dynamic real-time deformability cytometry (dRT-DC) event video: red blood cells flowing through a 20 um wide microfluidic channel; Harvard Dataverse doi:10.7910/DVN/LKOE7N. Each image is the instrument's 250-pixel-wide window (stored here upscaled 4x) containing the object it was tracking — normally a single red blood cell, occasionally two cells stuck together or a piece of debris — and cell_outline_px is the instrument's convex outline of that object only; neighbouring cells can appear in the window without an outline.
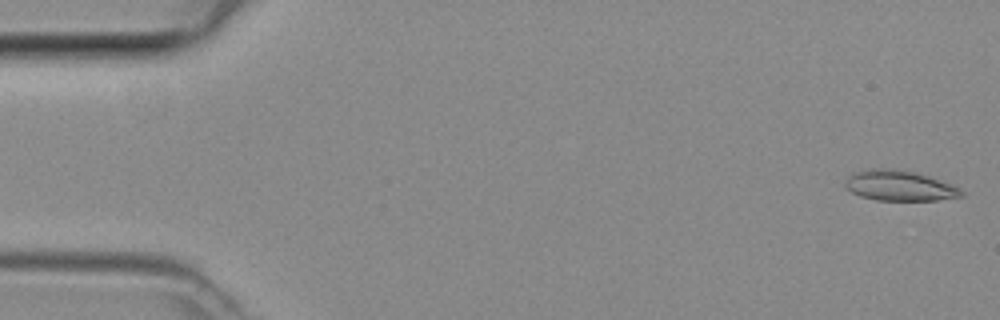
{"species": "common noctule bat (a hibernating species)", "species_latin": "Nyctalus noctula", "temperature_condition": "room temperature", "stored_images_in_passage": 6, "camera_frame_rate_fps": 3000, "um_per_image_px": 0.085, "animal": {"sex": "female", "body_mass_g": 29.2, "forearm_length_mm": 56.3}, "frame": {"image": 1, "passage_image": 1, "time_ms": 0.0, "image_size_px": [1000, 320], "cell_outline_px": [[964, 196], [936, 200], [876, 200], [860, 196], [844, 188], [844, 180], [852, 172], [872, 168], [892, 168], [912, 172], [928, 176], [960, 188], [964, 192]], "centroid_in_image_um": [76.39, 15.78], "position_along_channel_um": 8.6, "area_um2": 20.58}}
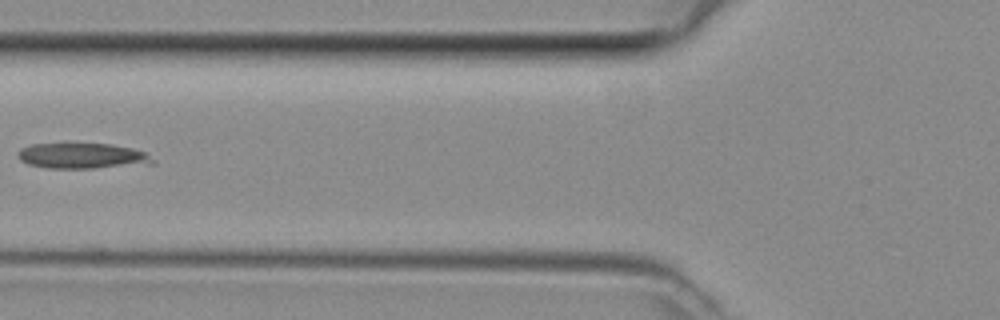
{"frame": {"image": 2, "passage_image": 6, "time_ms": 1.667, "image_size_px": [1000, 320], "cell_outline_px": [[156, 164], [92, 168], [48, 168], [28, 164], [20, 160], [16, 156], [16, 152], [20, 148], [32, 144], [68, 140], [112, 144], [132, 148], [144, 152], [156, 160]], "centroid_in_image_um": [6.95, 13.2], "position_along_channel_um": 118.8, "area_um2": 21.39}}